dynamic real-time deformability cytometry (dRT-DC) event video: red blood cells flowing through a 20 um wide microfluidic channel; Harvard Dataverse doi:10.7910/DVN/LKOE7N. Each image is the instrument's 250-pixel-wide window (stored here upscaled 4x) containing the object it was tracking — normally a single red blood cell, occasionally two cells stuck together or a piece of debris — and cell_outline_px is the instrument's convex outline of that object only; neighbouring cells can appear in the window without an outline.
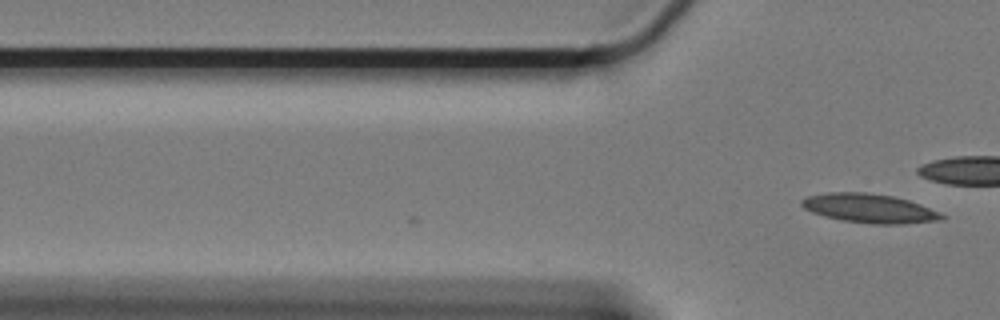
{"species": "Egyptian fruit bat (a non-hibernating species)", "species_latin": "Rousettus aegyptiacus", "temperature_condition": "cold", "stored_images_in_passage": 5, "camera_frame_rate_fps": 3000, "um_per_image_px": 0.085, "animal": {"sex": "female"}, "frame": {"image": 1, "passage_image": 5, "time_ms": 1.333, "image_size_px": [1000, 320], "cell_outline_px": [[944, 220], [904, 224], [872, 224], [840, 220], [824, 216], [812, 212], [804, 208], [800, 204], [800, 200], [808, 196], [828, 192], [864, 192], [892, 196], [908, 200], [920, 204], [940, 212], [944, 216]], "centroid_in_image_um": [73.9, 17.71], "position_along_channel_um": 51.9, "area_um2": 23.81}}